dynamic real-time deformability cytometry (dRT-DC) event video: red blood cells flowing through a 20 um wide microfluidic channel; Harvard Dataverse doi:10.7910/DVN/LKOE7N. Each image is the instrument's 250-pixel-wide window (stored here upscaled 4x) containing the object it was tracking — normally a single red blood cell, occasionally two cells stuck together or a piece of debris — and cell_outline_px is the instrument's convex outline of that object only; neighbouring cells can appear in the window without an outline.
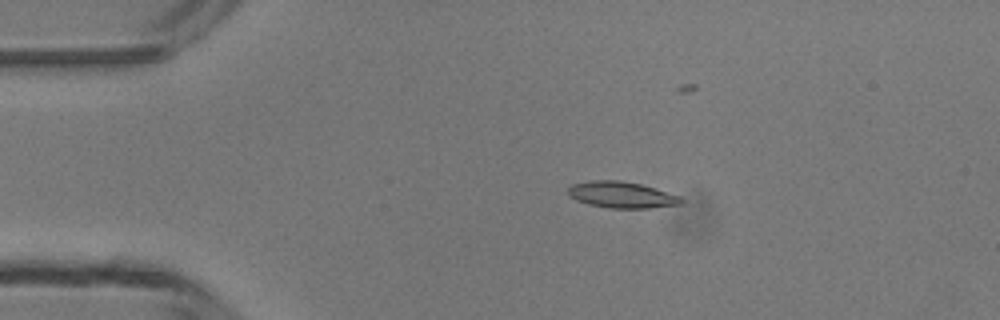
{"species": "common noctule bat (a hibernating species)", "species_latin": "Nyctalus noctula", "temperature_condition": "room temperature", "stored_images_in_passage": 3, "camera_frame_rate_fps": 3000, "um_per_image_px": 0.085, "animal": {"sex": "male", "body_mass_g": 13.3}, "frame": {"image": 1, "passage_image": 2, "time_ms": 1.0, "image_size_px": [1000, 320], "cell_outline_px": [[684, 200], [680, 204], [648, 208], [608, 208], [588, 204], [576, 200], [568, 196], [568, 188], [572, 184], [588, 180], [620, 180], [640, 184], [656, 188], [680, 196]], "centroid_in_image_um": [52.81, 16.55], "position_along_channel_um": 32.2, "area_um2": 17.46}}
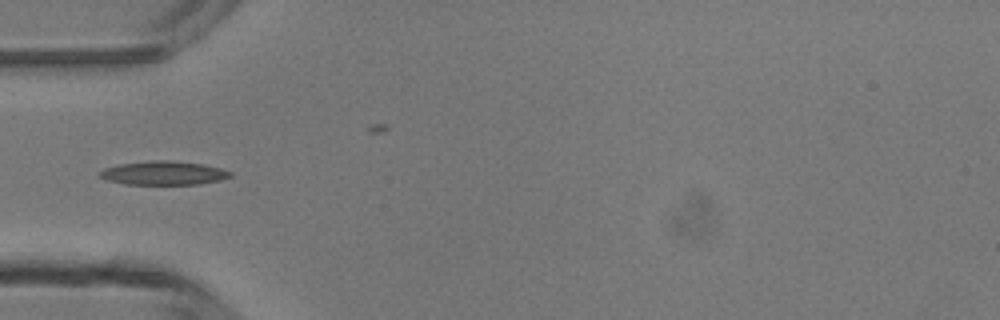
{"frame": {"image": 2, "passage_image": 3, "time_ms": 3.0, "image_size_px": [1000, 320], "cell_outline_px": [[232, 176], [220, 180], [200, 184], [124, 184], [108, 180], [100, 176], [96, 172], [104, 168], [120, 164], [152, 160], [172, 160], [204, 164], [220, 168], [232, 172]], "centroid_in_image_um": [13.91, 14.7], "position_along_channel_um": 71.1, "area_um2": 18.15}}